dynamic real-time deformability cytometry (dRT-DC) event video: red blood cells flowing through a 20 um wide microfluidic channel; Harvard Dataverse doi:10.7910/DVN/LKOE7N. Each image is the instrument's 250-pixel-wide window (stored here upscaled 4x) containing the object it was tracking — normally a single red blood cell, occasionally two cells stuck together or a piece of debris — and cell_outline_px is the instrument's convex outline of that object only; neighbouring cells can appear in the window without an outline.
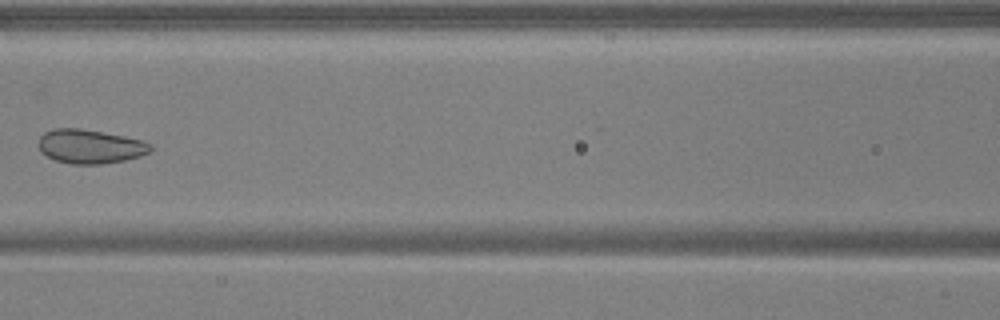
{"species": "common noctule bat (a hibernating species)", "species_latin": "Nyctalus noctula", "temperature_condition": "warm", "stored_images_in_passage": 8, "camera_frame_rate_fps": 3000, "um_per_image_px": 0.085, "animal": {"sex": "male", "body_mass_g": 17.9, "forearm_length_mm": 54.2}, "frame": {"image": 1, "passage_image": 7, "time_ms": 2.0, "image_size_px": [1000, 320], "cell_outline_px": [[152, 152], [140, 156], [124, 160], [100, 164], [72, 164], [56, 160], [40, 152], [36, 144], [40, 136], [44, 132], [52, 128], [80, 128], [124, 136], [144, 140], [152, 144]], "centroid_in_image_um": [7.65, 12.44], "position_along_channel_um": 159.0, "area_um2": 22.48}}
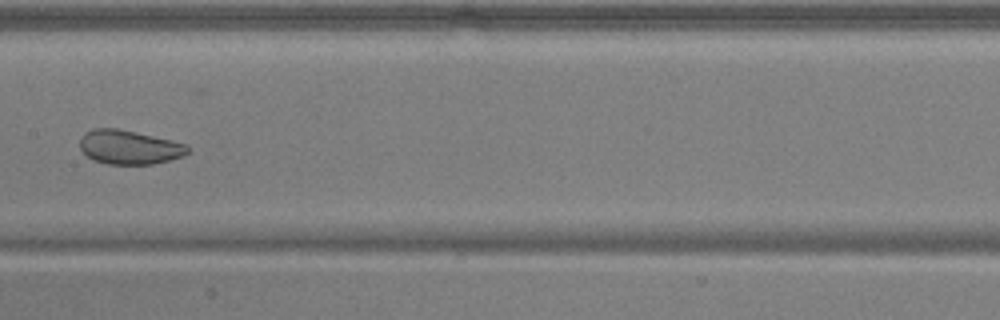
{"frame": {"image": 2, "passage_image": 8, "time_ms": 2.333, "image_size_px": [1000, 320], "cell_outline_px": [[192, 148], [184, 156], [152, 164], [108, 164], [92, 160], [80, 148], [80, 140], [84, 132], [92, 128], [120, 128], [172, 140], [188, 144]], "centroid_in_image_um": [11.01, 12.5], "position_along_channel_um": 196.4, "area_um2": 21.68}}